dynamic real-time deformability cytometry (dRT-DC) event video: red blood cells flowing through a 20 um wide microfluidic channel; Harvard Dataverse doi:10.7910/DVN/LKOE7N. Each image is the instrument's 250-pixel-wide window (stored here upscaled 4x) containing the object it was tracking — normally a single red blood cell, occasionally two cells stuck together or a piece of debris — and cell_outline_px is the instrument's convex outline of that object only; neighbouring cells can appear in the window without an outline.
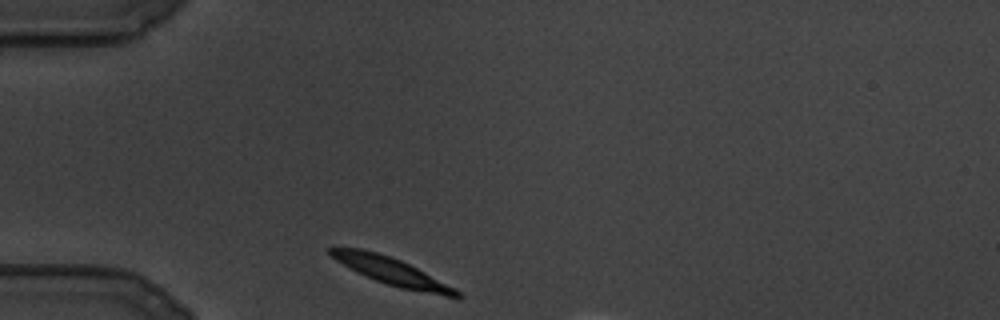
{"species": "common noctule bat (a hibernating species)", "species_latin": "Nyctalus noctula", "temperature_condition": "cold", "stored_images_in_passage": 12, "camera_frame_rate_fps": 3000, "um_per_image_px": 0.085, "animal": {"sex": "male", "body_mass_g": 19.5, "forearm_length_mm": 54.6}, "frame": {"image": 1, "passage_image": 1, "time_ms": 0.0, "image_size_px": [1000, 320], "cell_outline_px": [[464, 296], [460, 300], [400, 288], [376, 280], [356, 272], [336, 260], [328, 252], [328, 248], [360, 248], [392, 256], [456, 288]], "centroid_in_image_um": [33.4, 23.11], "position_along_channel_um": 51.6, "area_um2": 20.17}}
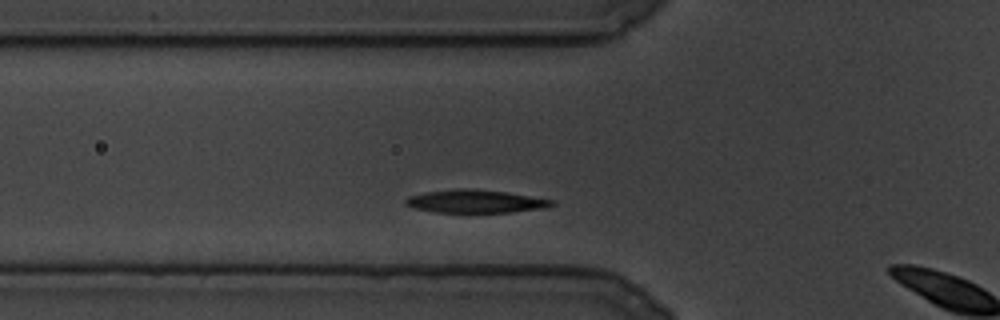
{"frame": {"image": 2, "passage_image": 10, "time_ms": 3.0, "image_size_px": [1000, 320], "cell_outline_px": [[556, 204], [548, 208], [512, 212], [436, 212], [416, 208], [404, 204], [404, 200], [408, 196], [428, 192], [456, 188], [468, 188], [504, 192], [556, 200]], "centroid_in_image_um": [40.47, 17.11], "position_along_channel_um": 85.3, "area_um2": 19.59}}